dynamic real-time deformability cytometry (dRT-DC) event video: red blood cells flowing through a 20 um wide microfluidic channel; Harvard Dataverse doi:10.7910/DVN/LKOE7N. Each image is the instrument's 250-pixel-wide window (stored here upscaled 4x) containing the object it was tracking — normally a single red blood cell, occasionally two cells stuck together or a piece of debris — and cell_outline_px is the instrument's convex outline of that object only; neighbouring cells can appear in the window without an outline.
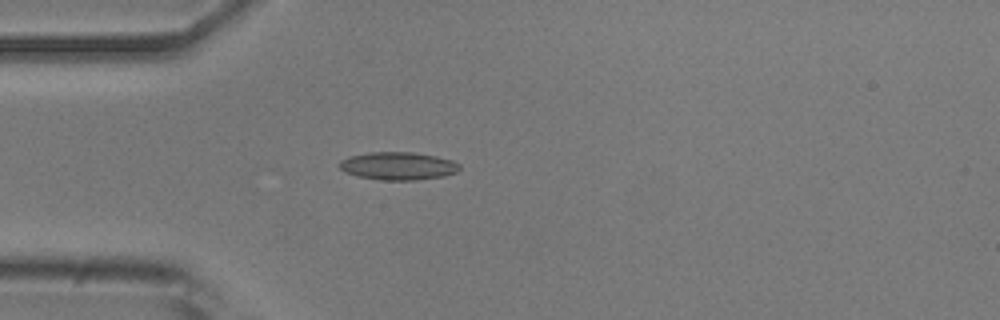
{"species": "common noctule bat (a hibernating species)", "species_latin": "Nyctalus noctula", "temperature_condition": "room temperature", "stored_images_in_passage": 3, "camera_frame_rate_fps": 3000, "um_per_image_px": 0.085, "animal": {"sex": "male", "body_mass_g": 20.5, "forearm_length_mm": 52.5}, "frame": {"image": 1, "passage_image": 3, "time_ms": 0.667, "image_size_px": [1000, 320], "cell_outline_px": [[460, 168], [456, 172], [444, 176], [416, 180], [380, 180], [356, 176], [344, 172], [340, 168], [340, 160], [348, 156], [368, 152], [412, 152], [436, 156], [452, 160], [460, 164]], "centroid_in_image_um": [33.82, 14.1], "position_along_channel_um": 51.2, "area_um2": 19.65}}